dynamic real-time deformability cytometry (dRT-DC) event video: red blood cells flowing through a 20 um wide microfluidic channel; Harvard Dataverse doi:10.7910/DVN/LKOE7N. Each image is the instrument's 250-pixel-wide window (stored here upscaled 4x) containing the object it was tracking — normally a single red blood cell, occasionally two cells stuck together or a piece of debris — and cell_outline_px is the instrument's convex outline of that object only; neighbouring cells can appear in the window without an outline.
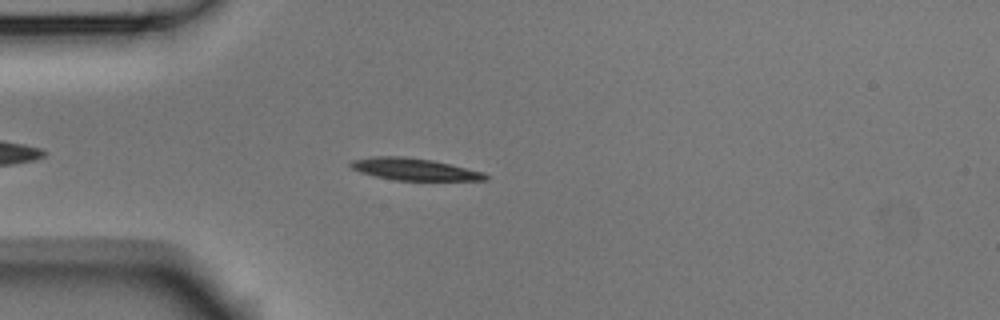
{"species": "Egyptian fruit bat (a non-hibernating species)", "species_latin": "Rousettus aegyptiacus", "temperature_condition": "room temperature", "stored_images_in_passage": 40, "camera_frame_rate_fps": 3000, "um_per_image_px": 0.085, "animal": {"sex": "male"}, "frame": {"image": 1, "passage_image": 1, "time_ms": 0.0, "image_size_px": [1000, 320], "cell_outline_px": [[488, 180], [396, 180], [376, 176], [360, 172], [352, 168], [348, 164], [352, 160], [372, 156], [404, 156], [432, 160], [484, 172], [488, 176]], "centroid_in_image_um": [35.19, 14.38], "position_along_channel_um": 49.8, "area_um2": 17.17}}
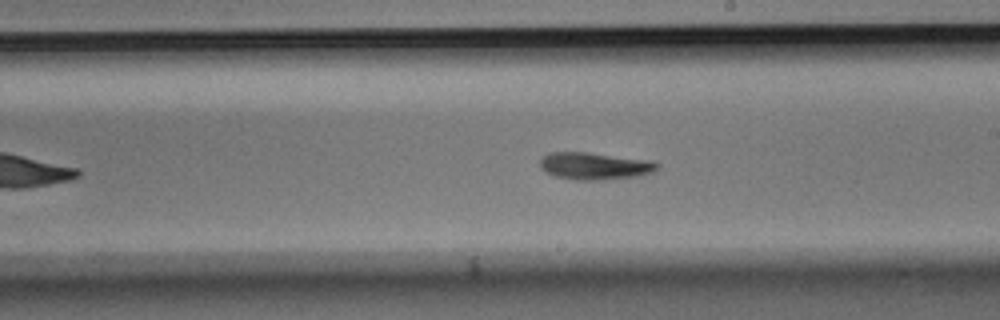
{"frame": {"image": 2, "passage_image": 17, "time_ms": 5.333, "image_size_px": [1000, 320], "cell_outline_px": [[660, 164], [652, 172], [640, 176], [596, 180], [576, 180], [556, 176], [540, 168], [540, 160], [544, 156], [552, 152], [588, 152], [652, 160]], "centroid_in_image_um": [50.58, 14.1], "position_along_channel_um": 238.4, "area_um2": 18.5}}
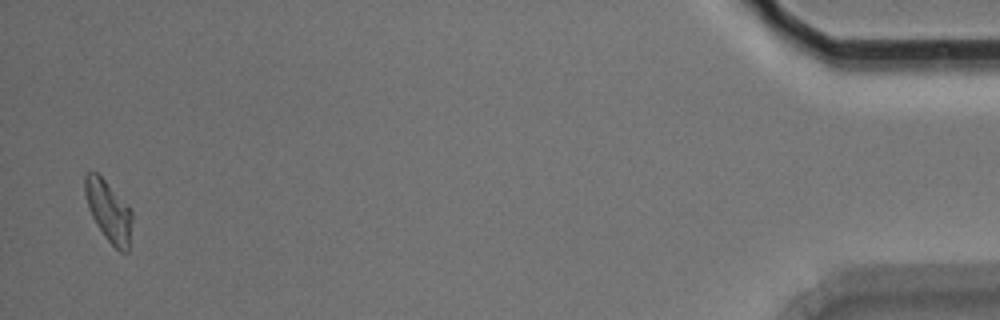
{"frame": {"image": 3, "passage_image": 39, "time_ms": 12.667, "image_size_px": [1000, 320], "cell_outline_px": [[132, 220], [128, 252], [120, 252], [104, 236], [92, 216], [88, 208], [84, 192], [84, 176], [88, 172], [96, 172], [132, 208]], "centroid_in_image_um": [9.24, 17.94], "position_along_channel_um": 426.0, "area_um2": 16.7}, "authors_computed_cell_mechanics": {"area_um2": 17.2822, "velocity_mm_per_s": 3.7527, "shape_relaxation_time_tau1_ms": 4.7307, "shape_relaxation_time_tau2_ms": 8.8457, "deformation_change_tau1": 0.1899, "deformation_change_tau2": 0.1957}}